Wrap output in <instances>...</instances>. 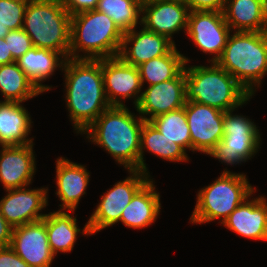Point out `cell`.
Instances as JSON below:
<instances>
[{
  "label": "cell",
  "mask_w": 267,
  "mask_h": 267,
  "mask_svg": "<svg viewBox=\"0 0 267 267\" xmlns=\"http://www.w3.org/2000/svg\"><path fill=\"white\" fill-rule=\"evenodd\" d=\"M66 102L77 133H83L110 108L103 83L102 59H70L64 62Z\"/></svg>",
  "instance_id": "6da1fadb"
},
{
  "label": "cell",
  "mask_w": 267,
  "mask_h": 267,
  "mask_svg": "<svg viewBox=\"0 0 267 267\" xmlns=\"http://www.w3.org/2000/svg\"><path fill=\"white\" fill-rule=\"evenodd\" d=\"M144 119L126 106H111L84 131L128 170H140V139Z\"/></svg>",
  "instance_id": "7a4b0ae2"
},
{
  "label": "cell",
  "mask_w": 267,
  "mask_h": 267,
  "mask_svg": "<svg viewBox=\"0 0 267 267\" xmlns=\"http://www.w3.org/2000/svg\"><path fill=\"white\" fill-rule=\"evenodd\" d=\"M186 101L214 107L223 112L235 110L249 101V92L216 63L184 66Z\"/></svg>",
  "instance_id": "3957f363"
},
{
  "label": "cell",
  "mask_w": 267,
  "mask_h": 267,
  "mask_svg": "<svg viewBox=\"0 0 267 267\" xmlns=\"http://www.w3.org/2000/svg\"><path fill=\"white\" fill-rule=\"evenodd\" d=\"M123 35L111 18L96 9L73 15L69 58L99 60L117 57ZM80 51L86 55L79 56Z\"/></svg>",
  "instance_id": "277c9868"
},
{
  "label": "cell",
  "mask_w": 267,
  "mask_h": 267,
  "mask_svg": "<svg viewBox=\"0 0 267 267\" xmlns=\"http://www.w3.org/2000/svg\"><path fill=\"white\" fill-rule=\"evenodd\" d=\"M216 64L231 74L252 96L267 74V31L229 35Z\"/></svg>",
  "instance_id": "5b68a950"
},
{
  "label": "cell",
  "mask_w": 267,
  "mask_h": 267,
  "mask_svg": "<svg viewBox=\"0 0 267 267\" xmlns=\"http://www.w3.org/2000/svg\"><path fill=\"white\" fill-rule=\"evenodd\" d=\"M22 29L33 47L49 49L69 58L71 15L58 0H29Z\"/></svg>",
  "instance_id": "8992f818"
},
{
  "label": "cell",
  "mask_w": 267,
  "mask_h": 267,
  "mask_svg": "<svg viewBox=\"0 0 267 267\" xmlns=\"http://www.w3.org/2000/svg\"><path fill=\"white\" fill-rule=\"evenodd\" d=\"M245 174L223 171L212 184L202 188L197 195L196 206L190 217L191 223H206L224 220L248 197L254 188Z\"/></svg>",
  "instance_id": "52a82bcc"
},
{
  "label": "cell",
  "mask_w": 267,
  "mask_h": 267,
  "mask_svg": "<svg viewBox=\"0 0 267 267\" xmlns=\"http://www.w3.org/2000/svg\"><path fill=\"white\" fill-rule=\"evenodd\" d=\"M224 112L222 140L208 153L219 161L234 165L246 162L260 146L259 130L248 118Z\"/></svg>",
  "instance_id": "ba28073f"
},
{
  "label": "cell",
  "mask_w": 267,
  "mask_h": 267,
  "mask_svg": "<svg viewBox=\"0 0 267 267\" xmlns=\"http://www.w3.org/2000/svg\"><path fill=\"white\" fill-rule=\"evenodd\" d=\"M132 175L117 182L105 195L90 216L82 233L93 235L120 221L122 211L131 202L134 194L149 180V175L141 170H128Z\"/></svg>",
  "instance_id": "9c48e42d"
},
{
  "label": "cell",
  "mask_w": 267,
  "mask_h": 267,
  "mask_svg": "<svg viewBox=\"0 0 267 267\" xmlns=\"http://www.w3.org/2000/svg\"><path fill=\"white\" fill-rule=\"evenodd\" d=\"M230 31L222 12H189L186 33L201 51L214 54V57L210 59L212 63H216L220 58Z\"/></svg>",
  "instance_id": "30bf717a"
},
{
  "label": "cell",
  "mask_w": 267,
  "mask_h": 267,
  "mask_svg": "<svg viewBox=\"0 0 267 267\" xmlns=\"http://www.w3.org/2000/svg\"><path fill=\"white\" fill-rule=\"evenodd\" d=\"M191 150L208 154L223 137L224 112L205 104L186 101Z\"/></svg>",
  "instance_id": "8fae6325"
},
{
  "label": "cell",
  "mask_w": 267,
  "mask_h": 267,
  "mask_svg": "<svg viewBox=\"0 0 267 267\" xmlns=\"http://www.w3.org/2000/svg\"><path fill=\"white\" fill-rule=\"evenodd\" d=\"M102 75L105 94L111 106H125L121 99L133 96L135 107L137 106L141 98L138 94L142 89L137 67L125 63L119 56L105 58L102 59Z\"/></svg>",
  "instance_id": "7c38bea8"
},
{
  "label": "cell",
  "mask_w": 267,
  "mask_h": 267,
  "mask_svg": "<svg viewBox=\"0 0 267 267\" xmlns=\"http://www.w3.org/2000/svg\"><path fill=\"white\" fill-rule=\"evenodd\" d=\"M189 12L183 0H143L141 24L174 43L172 34L187 30Z\"/></svg>",
  "instance_id": "4fadbf2b"
},
{
  "label": "cell",
  "mask_w": 267,
  "mask_h": 267,
  "mask_svg": "<svg viewBox=\"0 0 267 267\" xmlns=\"http://www.w3.org/2000/svg\"><path fill=\"white\" fill-rule=\"evenodd\" d=\"M10 247L30 267H50L54 254L46 232V216L13 228Z\"/></svg>",
  "instance_id": "5bb4252c"
},
{
  "label": "cell",
  "mask_w": 267,
  "mask_h": 267,
  "mask_svg": "<svg viewBox=\"0 0 267 267\" xmlns=\"http://www.w3.org/2000/svg\"><path fill=\"white\" fill-rule=\"evenodd\" d=\"M185 76L183 69L169 81L148 86L140 94L141 98L135 107L139 115L141 114L145 121H150L158 115L184 107L186 103Z\"/></svg>",
  "instance_id": "9a60e30c"
},
{
  "label": "cell",
  "mask_w": 267,
  "mask_h": 267,
  "mask_svg": "<svg viewBox=\"0 0 267 267\" xmlns=\"http://www.w3.org/2000/svg\"><path fill=\"white\" fill-rule=\"evenodd\" d=\"M7 195L0 201V211L13 227L42 220L47 214L39 213L48 204V188L6 190Z\"/></svg>",
  "instance_id": "2e32d148"
},
{
  "label": "cell",
  "mask_w": 267,
  "mask_h": 267,
  "mask_svg": "<svg viewBox=\"0 0 267 267\" xmlns=\"http://www.w3.org/2000/svg\"><path fill=\"white\" fill-rule=\"evenodd\" d=\"M1 147L0 182L4 189H17L30 185L36 170L33 143Z\"/></svg>",
  "instance_id": "e0dca14e"
},
{
  "label": "cell",
  "mask_w": 267,
  "mask_h": 267,
  "mask_svg": "<svg viewBox=\"0 0 267 267\" xmlns=\"http://www.w3.org/2000/svg\"><path fill=\"white\" fill-rule=\"evenodd\" d=\"M129 43H133L130 48ZM174 46L175 43L166 36L149 31L143 26L139 32L134 28L124 33L118 56L125 63L138 67L146 61L166 55Z\"/></svg>",
  "instance_id": "ac0fdd59"
},
{
  "label": "cell",
  "mask_w": 267,
  "mask_h": 267,
  "mask_svg": "<svg viewBox=\"0 0 267 267\" xmlns=\"http://www.w3.org/2000/svg\"><path fill=\"white\" fill-rule=\"evenodd\" d=\"M245 199L225 220L223 224L240 236L267 240V203L266 198Z\"/></svg>",
  "instance_id": "d6986e66"
},
{
  "label": "cell",
  "mask_w": 267,
  "mask_h": 267,
  "mask_svg": "<svg viewBox=\"0 0 267 267\" xmlns=\"http://www.w3.org/2000/svg\"><path fill=\"white\" fill-rule=\"evenodd\" d=\"M89 172L85 166L73 163L63 157L56 161V195L60 198L62 210L75 211L78 206L79 200L89 182Z\"/></svg>",
  "instance_id": "ffe728a7"
},
{
  "label": "cell",
  "mask_w": 267,
  "mask_h": 267,
  "mask_svg": "<svg viewBox=\"0 0 267 267\" xmlns=\"http://www.w3.org/2000/svg\"><path fill=\"white\" fill-rule=\"evenodd\" d=\"M222 13L234 31H267V3L264 0H226Z\"/></svg>",
  "instance_id": "44dd1931"
},
{
  "label": "cell",
  "mask_w": 267,
  "mask_h": 267,
  "mask_svg": "<svg viewBox=\"0 0 267 267\" xmlns=\"http://www.w3.org/2000/svg\"><path fill=\"white\" fill-rule=\"evenodd\" d=\"M149 179L122 211L120 221L127 227L140 229L155 222L160 213V195Z\"/></svg>",
  "instance_id": "7402d4cb"
},
{
  "label": "cell",
  "mask_w": 267,
  "mask_h": 267,
  "mask_svg": "<svg viewBox=\"0 0 267 267\" xmlns=\"http://www.w3.org/2000/svg\"><path fill=\"white\" fill-rule=\"evenodd\" d=\"M31 117L19 102L0 101V145H26L33 143L27 137ZM27 138V139H26Z\"/></svg>",
  "instance_id": "603a6c76"
},
{
  "label": "cell",
  "mask_w": 267,
  "mask_h": 267,
  "mask_svg": "<svg viewBox=\"0 0 267 267\" xmlns=\"http://www.w3.org/2000/svg\"><path fill=\"white\" fill-rule=\"evenodd\" d=\"M64 62L65 58L60 53L37 47H32L16 60L18 66L43 92L50 90L51 87L43 85L41 82L46 78L49 79L57 67L62 69Z\"/></svg>",
  "instance_id": "cb8c5ba5"
},
{
  "label": "cell",
  "mask_w": 267,
  "mask_h": 267,
  "mask_svg": "<svg viewBox=\"0 0 267 267\" xmlns=\"http://www.w3.org/2000/svg\"><path fill=\"white\" fill-rule=\"evenodd\" d=\"M144 149L170 162L189 160L186 151L161 134L150 121H144L140 139V170L148 174L146 163L143 160Z\"/></svg>",
  "instance_id": "d4e9b609"
},
{
  "label": "cell",
  "mask_w": 267,
  "mask_h": 267,
  "mask_svg": "<svg viewBox=\"0 0 267 267\" xmlns=\"http://www.w3.org/2000/svg\"><path fill=\"white\" fill-rule=\"evenodd\" d=\"M76 221V217L60 210L46 215L48 242L55 256L73 250L77 234L81 233Z\"/></svg>",
  "instance_id": "484cf974"
},
{
  "label": "cell",
  "mask_w": 267,
  "mask_h": 267,
  "mask_svg": "<svg viewBox=\"0 0 267 267\" xmlns=\"http://www.w3.org/2000/svg\"><path fill=\"white\" fill-rule=\"evenodd\" d=\"M0 91L4 101L19 103L43 93L16 62L0 65Z\"/></svg>",
  "instance_id": "4316f807"
},
{
  "label": "cell",
  "mask_w": 267,
  "mask_h": 267,
  "mask_svg": "<svg viewBox=\"0 0 267 267\" xmlns=\"http://www.w3.org/2000/svg\"><path fill=\"white\" fill-rule=\"evenodd\" d=\"M188 61L190 60L180 54L175 45L166 55L153 58L137 67L142 86L145 81L151 86L175 78Z\"/></svg>",
  "instance_id": "83f0119b"
},
{
  "label": "cell",
  "mask_w": 267,
  "mask_h": 267,
  "mask_svg": "<svg viewBox=\"0 0 267 267\" xmlns=\"http://www.w3.org/2000/svg\"><path fill=\"white\" fill-rule=\"evenodd\" d=\"M143 0H98L96 10L103 12L111 18L116 26L123 32L141 25ZM140 17V18H139ZM140 19V21H138ZM139 22V23H138Z\"/></svg>",
  "instance_id": "f1b7e54d"
},
{
  "label": "cell",
  "mask_w": 267,
  "mask_h": 267,
  "mask_svg": "<svg viewBox=\"0 0 267 267\" xmlns=\"http://www.w3.org/2000/svg\"><path fill=\"white\" fill-rule=\"evenodd\" d=\"M150 122L161 134L180 145L185 151L186 148L191 150L190 130L184 107L158 115Z\"/></svg>",
  "instance_id": "f546056e"
},
{
  "label": "cell",
  "mask_w": 267,
  "mask_h": 267,
  "mask_svg": "<svg viewBox=\"0 0 267 267\" xmlns=\"http://www.w3.org/2000/svg\"><path fill=\"white\" fill-rule=\"evenodd\" d=\"M29 0H0V26L9 30L23 26L24 13Z\"/></svg>",
  "instance_id": "4dcf8cb0"
},
{
  "label": "cell",
  "mask_w": 267,
  "mask_h": 267,
  "mask_svg": "<svg viewBox=\"0 0 267 267\" xmlns=\"http://www.w3.org/2000/svg\"><path fill=\"white\" fill-rule=\"evenodd\" d=\"M4 39L15 61L33 47L30 37L22 28L10 30Z\"/></svg>",
  "instance_id": "1f68e13d"
},
{
  "label": "cell",
  "mask_w": 267,
  "mask_h": 267,
  "mask_svg": "<svg viewBox=\"0 0 267 267\" xmlns=\"http://www.w3.org/2000/svg\"><path fill=\"white\" fill-rule=\"evenodd\" d=\"M190 11L223 12L226 0H183Z\"/></svg>",
  "instance_id": "d6a6232c"
},
{
  "label": "cell",
  "mask_w": 267,
  "mask_h": 267,
  "mask_svg": "<svg viewBox=\"0 0 267 267\" xmlns=\"http://www.w3.org/2000/svg\"><path fill=\"white\" fill-rule=\"evenodd\" d=\"M62 4L66 11L73 16L81 12L95 10L98 0H63Z\"/></svg>",
  "instance_id": "836d02e7"
},
{
  "label": "cell",
  "mask_w": 267,
  "mask_h": 267,
  "mask_svg": "<svg viewBox=\"0 0 267 267\" xmlns=\"http://www.w3.org/2000/svg\"><path fill=\"white\" fill-rule=\"evenodd\" d=\"M0 267H30L10 246L0 247Z\"/></svg>",
  "instance_id": "e575fe53"
},
{
  "label": "cell",
  "mask_w": 267,
  "mask_h": 267,
  "mask_svg": "<svg viewBox=\"0 0 267 267\" xmlns=\"http://www.w3.org/2000/svg\"><path fill=\"white\" fill-rule=\"evenodd\" d=\"M13 227L5 220L0 211V247L10 246Z\"/></svg>",
  "instance_id": "d590c367"
},
{
  "label": "cell",
  "mask_w": 267,
  "mask_h": 267,
  "mask_svg": "<svg viewBox=\"0 0 267 267\" xmlns=\"http://www.w3.org/2000/svg\"><path fill=\"white\" fill-rule=\"evenodd\" d=\"M14 62L16 61L12 57L8 44L4 38H0V65L11 64Z\"/></svg>",
  "instance_id": "8d00e7d4"
},
{
  "label": "cell",
  "mask_w": 267,
  "mask_h": 267,
  "mask_svg": "<svg viewBox=\"0 0 267 267\" xmlns=\"http://www.w3.org/2000/svg\"><path fill=\"white\" fill-rule=\"evenodd\" d=\"M10 30L7 27L0 26V38H4Z\"/></svg>",
  "instance_id": "74e56055"
}]
</instances>
